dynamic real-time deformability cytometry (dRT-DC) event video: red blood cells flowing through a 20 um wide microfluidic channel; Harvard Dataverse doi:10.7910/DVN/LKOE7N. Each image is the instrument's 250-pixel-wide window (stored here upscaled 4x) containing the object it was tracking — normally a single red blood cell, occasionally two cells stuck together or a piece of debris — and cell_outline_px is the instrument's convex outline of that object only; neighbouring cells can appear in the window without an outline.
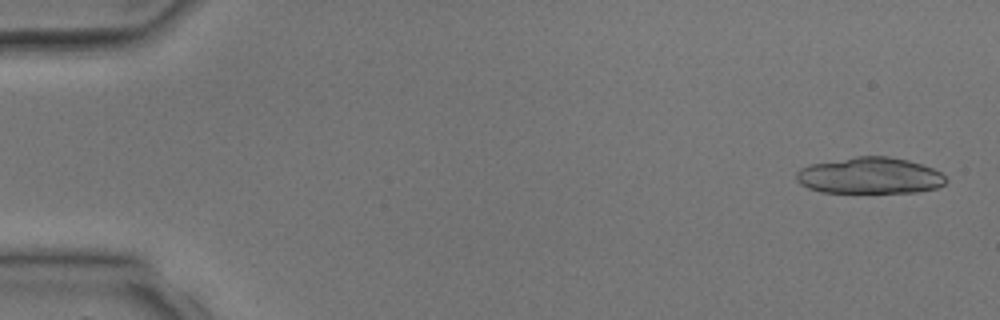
{"species": "common noctule bat (a hibernating species)", "species_latin": "Nyctalus noctula", "temperature_condition": "room temperature", "stored_images_in_passage": 3, "camera_frame_rate_fps": 3000, "um_per_image_px": 0.085, "animal": {"sex": "male", "body_mass_g": 17.9, "forearm_length_mm": 54.2}, "frame": {"image": 1, "passage_image": 1, "time_ms": 0.0, "image_size_px": [1000, 320], "cell_outline_px": [[948, 180], [944, 184], [936, 188], [920, 192], [820, 192], [808, 188], [800, 184], [796, 180], [796, 172], [800, 168], [808, 164], [856, 156], [888, 156], [908, 160], [932, 168], [940, 172]], "centroid_in_image_um": [73.91, 14.92], "position_along_channel_um": 11.1, "area_um2": 31.85}}